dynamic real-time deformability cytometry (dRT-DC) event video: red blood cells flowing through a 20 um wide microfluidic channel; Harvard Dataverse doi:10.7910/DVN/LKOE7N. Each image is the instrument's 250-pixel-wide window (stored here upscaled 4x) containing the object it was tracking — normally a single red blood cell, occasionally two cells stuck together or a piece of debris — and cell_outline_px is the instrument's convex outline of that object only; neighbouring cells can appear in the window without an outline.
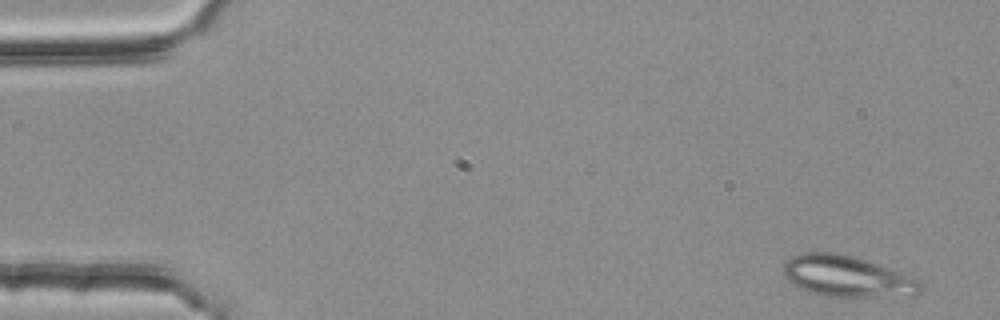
{"species": "common noctule bat (a hibernating species)", "species_latin": "Nyctalus noctula", "temperature_condition": "room temperature", "stored_images_in_passage": 4, "camera_frame_rate_fps": 3000, "um_per_image_px": 0.085, "animal": {"sex": "female", "body_mass_g": 25.1}, "frame": {"image": 1, "passage_image": 1, "time_ms": 0.0, "image_size_px": [1000, 320], "cell_outline_px": [[924, 288], [916, 296], [824, 296], [800, 288], [788, 280], [784, 276], [784, 264], [792, 256], [804, 252], [836, 252], [868, 260], [912, 276], [920, 280], [924, 284]], "centroid_in_image_um": [72.07, 23.49], "position_along_channel_um": 12.9, "area_um2": 33.0}}